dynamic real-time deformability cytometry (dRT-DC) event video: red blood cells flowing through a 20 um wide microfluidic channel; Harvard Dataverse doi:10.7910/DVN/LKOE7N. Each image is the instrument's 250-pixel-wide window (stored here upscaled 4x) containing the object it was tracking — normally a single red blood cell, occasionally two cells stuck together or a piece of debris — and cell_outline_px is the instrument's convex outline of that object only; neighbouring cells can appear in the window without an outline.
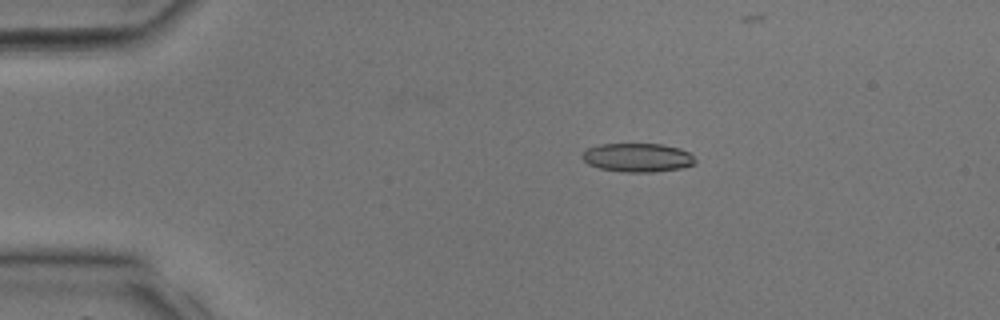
{"species": "common noctule bat (a hibernating species)", "species_latin": "Nyctalus noctula", "temperature_condition": "room temperature", "stored_images_in_passage": 35, "camera_frame_rate_fps": 3000, "um_per_image_px": 0.085, "animal": {"sex": "male", "body_mass_g": 17.9, "forearm_length_mm": 54.2}, "frame": {"image": 1, "passage_image": 6, "time_ms": 1.667, "image_size_px": [1000, 320], "cell_outline_px": [[696, 164], [680, 168], [652, 172], [620, 172], [600, 168], [588, 164], [580, 156], [588, 148], [600, 144], [660, 144], [680, 148], [688, 152], [696, 160]], "centroid_in_image_um": [54.19, 13.39], "position_along_channel_um": 30.8, "area_um2": 18.9}}
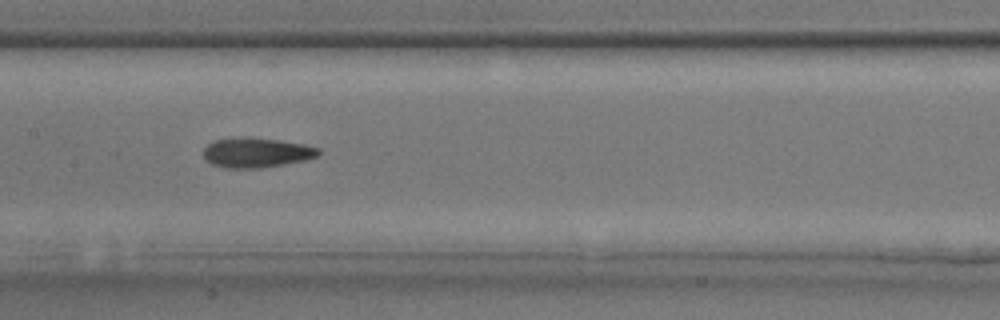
{"frame": {"image": 2, "passage_image": 17, "time_ms": 5.333, "image_size_px": [1000, 320], "cell_outline_px": [[320, 156], [304, 160], [284, 164], [260, 168], [224, 168], [212, 164], [204, 160], [204, 148], [212, 140], [240, 136], [280, 140], [304, 144], [320, 148]], "centroid_in_image_um": [21.78, 12.96], "position_along_channel_um": 185.6, "area_um2": 20.29}}
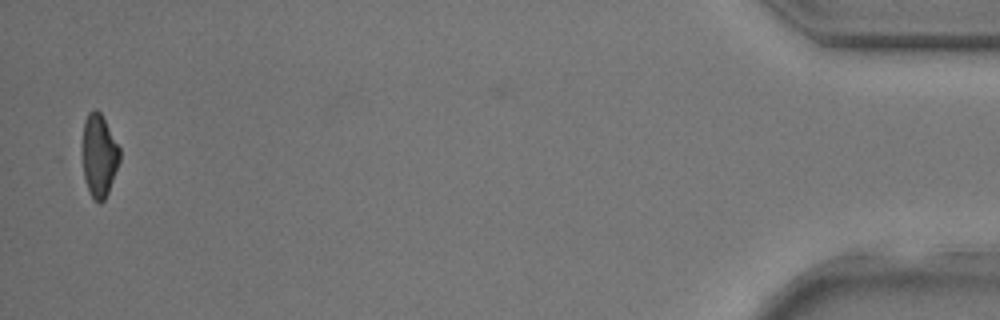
{"frame": {"image": 3, "passage_image": 34, "time_ms": 11.0, "image_size_px": [1000, 320], "cell_outline_px": [[120, 160], [108, 192], [104, 200], [100, 204], [92, 196], [88, 188], [84, 176], [84, 120], [88, 112], [96, 108], [100, 112], [120, 148]], "centroid_in_image_um": [8.45, 13.2], "position_along_channel_um": 426.8, "area_um2": 17.46}}